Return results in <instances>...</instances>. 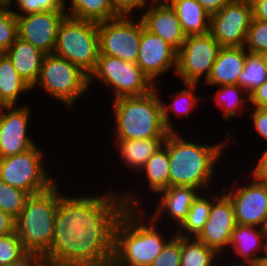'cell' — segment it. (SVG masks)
<instances>
[{
  "label": "cell",
  "mask_w": 267,
  "mask_h": 266,
  "mask_svg": "<svg viewBox=\"0 0 267 266\" xmlns=\"http://www.w3.org/2000/svg\"><path fill=\"white\" fill-rule=\"evenodd\" d=\"M61 182L58 180L54 232L51 246L42 259L44 266L111 265L117 222L127 208L149 205L146 197L141 198L139 188L133 186L123 192L107 186L99 194L91 190L86 195L79 192L74 195L73 191L68 194Z\"/></svg>",
  "instance_id": "1"
},
{
  "label": "cell",
  "mask_w": 267,
  "mask_h": 266,
  "mask_svg": "<svg viewBox=\"0 0 267 266\" xmlns=\"http://www.w3.org/2000/svg\"><path fill=\"white\" fill-rule=\"evenodd\" d=\"M182 132H170L163 143L169 154V186H191L201 192L217 188V167L226 157L228 142L235 140L233 131L223 130L224 137L213 144L204 141L201 144V139L196 141L199 137L189 139Z\"/></svg>",
  "instance_id": "2"
},
{
  "label": "cell",
  "mask_w": 267,
  "mask_h": 266,
  "mask_svg": "<svg viewBox=\"0 0 267 266\" xmlns=\"http://www.w3.org/2000/svg\"><path fill=\"white\" fill-rule=\"evenodd\" d=\"M146 208H127L117 222L114 266H150L175 234L173 228L162 229L161 224L148 217Z\"/></svg>",
  "instance_id": "3"
},
{
  "label": "cell",
  "mask_w": 267,
  "mask_h": 266,
  "mask_svg": "<svg viewBox=\"0 0 267 266\" xmlns=\"http://www.w3.org/2000/svg\"><path fill=\"white\" fill-rule=\"evenodd\" d=\"M158 83L147 94L125 96L108 101L114 140L166 138L170 131L163 122L161 95ZM161 92V93H160ZM114 136V137H113Z\"/></svg>",
  "instance_id": "4"
},
{
  "label": "cell",
  "mask_w": 267,
  "mask_h": 266,
  "mask_svg": "<svg viewBox=\"0 0 267 266\" xmlns=\"http://www.w3.org/2000/svg\"><path fill=\"white\" fill-rule=\"evenodd\" d=\"M58 205V181L46 191L31 194L15 219V231L28 254L43 259L50 248Z\"/></svg>",
  "instance_id": "5"
},
{
  "label": "cell",
  "mask_w": 267,
  "mask_h": 266,
  "mask_svg": "<svg viewBox=\"0 0 267 266\" xmlns=\"http://www.w3.org/2000/svg\"><path fill=\"white\" fill-rule=\"evenodd\" d=\"M36 89L45 92L48 98L56 99L59 104L61 102L60 105L66 107L67 111H72L83 95L90 92L89 75L64 58L45 54L32 91Z\"/></svg>",
  "instance_id": "6"
},
{
  "label": "cell",
  "mask_w": 267,
  "mask_h": 266,
  "mask_svg": "<svg viewBox=\"0 0 267 266\" xmlns=\"http://www.w3.org/2000/svg\"><path fill=\"white\" fill-rule=\"evenodd\" d=\"M53 54L89 75L100 54L98 23L66 16L59 26Z\"/></svg>",
  "instance_id": "7"
},
{
  "label": "cell",
  "mask_w": 267,
  "mask_h": 266,
  "mask_svg": "<svg viewBox=\"0 0 267 266\" xmlns=\"http://www.w3.org/2000/svg\"><path fill=\"white\" fill-rule=\"evenodd\" d=\"M41 147L35 145L24 153L0 158V180L30 195L46 191L53 186L58 178L52 177L50 169L46 167V156L49 152L46 154L45 149Z\"/></svg>",
  "instance_id": "8"
},
{
  "label": "cell",
  "mask_w": 267,
  "mask_h": 266,
  "mask_svg": "<svg viewBox=\"0 0 267 266\" xmlns=\"http://www.w3.org/2000/svg\"><path fill=\"white\" fill-rule=\"evenodd\" d=\"M98 80V81H97ZM102 83L110 92V100L125 96H140L154 88L152 81L136 64L120 58L99 54L95 69L89 74V88Z\"/></svg>",
  "instance_id": "9"
},
{
  "label": "cell",
  "mask_w": 267,
  "mask_h": 266,
  "mask_svg": "<svg viewBox=\"0 0 267 266\" xmlns=\"http://www.w3.org/2000/svg\"><path fill=\"white\" fill-rule=\"evenodd\" d=\"M249 169L247 180L243 178V183L239 182L238 176L229 183V188L224 183H220V186L233 204L237 224L267 229V180L251 167Z\"/></svg>",
  "instance_id": "10"
},
{
  "label": "cell",
  "mask_w": 267,
  "mask_h": 266,
  "mask_svg": "<svg viewBox=\"0 0 267 266\" xmlns=\"http://www.w3.org/2000/svg\"><path fill=\"white\" fill-rule=\"evenodd\" d=\"M220 48L210 33L186 36L182 48L177 52L175 76L179 78L180 83L203 85L202 82H205L211 73Z\"/></svg>",
  "instance_id": "11"
},
{
  "label": "cell",
  "mask_w": 267,
  "mask_h": 266,
  "mask_svg": "<svg viewBox=\"0 0 267 266\" xmlns=\"http://www.w3.org/2000/svg\"><path fill=\"white\" fill-rule=\"evenodd\" d=\"M98 33L100 54L136 63L142 33L139 16L121 15L99 22Z\"/></svg>",
  "instance_id": "12"
},
{
  "label": "cell",
  "mask_w": 267,
  "mask_h": 266,
  "mask_svg": "<svg viewBox=\"0 0 267 266\" xmlns=\"http://www.w3.org/2000/svg\"><path fill=\"white\" fill-rule=\"evenodd\" d=\"M32 107L0 106V158L24 153L37 145L35 135H30Z\"/></svg>",
  "instance_id": "13"
},
{
  "label": "cell",
  "mask_w": 267,
  "mask_h": 266,
  "mask_svg": "<svg viewBox=\"0 0 267 266\" xmlns=\"http://www.w3.org/2000/svg\"><path fill=\"white\" fill-rule=\"evenodd\" d=\"M253 18L250 0H235L210 15V34L221 47L244 46Z\"/></svg>",
  "instance_id": "14"
},
{
  "label": "cell",
  "mask_w": 267,
  "mask_h": 266,
  "mask_svg": "<svg viewBox=\"0 0 267 266\" xmlns=\"http://www.w3.org/2000/svg\"><path fill=\"white\" fill-rule=\"evenodd\" d=\"M219 187L220 185L217 190L212 189V208L206 224L196 239L222 257L229 248L237 222L230 198L222 191V186Z\"/></svg>",
  "instance_id": "15"
},
{
  "label": "cell",
  "mask_w": 267,
  "mask_h": 266,
  "mask_svg": "<svg viewBox=\"0 0 267 266\" xmlns=\"http://www.w3.org/2000/svg\"><path fill=\"white\" fill-rule=\"evenodd\" d=\"M136 64L153 84L160 83L170 70L177 68V52L161 37L146 30L142 23L139 53ZM163 75V76H162Z\"/></svg>",
  "instance_id": "16"
},
{
  "label": "cell",
  "mask_w": 267,
  "mask_h": 266,
  "mask_svg": "<svg viewBox=\"0 0 267 266\" xmlns=\"http://www.w3.org/2000/svg\"><path fill=\"white\" fill-rule=\"evenodd\" d=\"M65 10L44 11L17 17L18 37L45 54H53Z\"/></svg>",
  "instance_id": "17"
},
{
  "label": "cell",
  "mask_w": 267,
  "mask_h": 266,
  "mask_svg": "<svg viewBox=\"0 0 267 266\" xmlns=\"http://www.w3.org/2000/svg\"><path fill=\"white\" fill-rule=\"evenodd\" d=\"M200 193L199 189L191 186H169L161 190L156 195L157 197L152 199H156L154 201L155 204H151L154 209H151L153 212H150L151 214L148 213V215L158 224L162 223L163 227L169 225V228H173L176 231L186 220L193 201ZM163 219L165 220L164 222L161 221ZM166 220H168V224ZM165 222L166 225L163 224Z\"/></svg>",
  "instance_id": "18"
},
{
  "label": "cell",
  "mask_w": 267,
  "mask_h": 266,
  "mask_svg": "<svg viewBox=\"0 0 267 266\" xmlns=\"http://www.w3.org/2000/svg\"><path fill=\"white\" fill-rule=\"evenodd\" d=\"M139 12L143 26L149 32L161 37L176 52L186 40L175 10L168 2H150Z\"/></svg>",
  "instance_id": "19"
},
{
  "label": "cell",
  "mask_w": 267,
  "mask_h": 266,
  "mask_svg": "<svg viewBox=\"0 0 267 266\" xmlns=\"http://www.w3.org/2000/svg\"><path fill=\"white\" fill-rule=\"evenodd\" d=\"M266 251L267 229L237 224L232 232L229 248L221 258L232 264L253 265Z\"/></svg>",
  "instance_id": "20"
},
{
  "label": "cell",
  "mask_w": 267,
  "mask_h": 266,
  "mask_svg": "<svg viewBox=\"0 0 267 266\" xmlns=\"http://www.w3.org/2000/svg\"><path fill=\"white\" fill-rule=\"evenodd\" d=\"M247 50L240 47H221L208 79L203 82L210 89L222 85H238V77L244 69Z\"/></svg>",
  "instance_id": "21"
},
{
  "label": "cell",
  "mask_w": 267,
  "mask_h": 266,
  "mask_svg": "<svg viewBox=\"0 0 267 266\" xmlns=\"http://www.w3.org/2000/svg\"><path fill=\"white\" fill-rule=\"evenodd\" d=\"M166 138H146V139H126L114 140V150L117 151L120 162L124 164L130 176V179L140 171L147 160L163 146ZM128 167V168H127ZM131 169V170H130ZM134 172V175H133Z\"/></svg>",
  "instance_id": "22"
},
{
  "label": "cell",
  "mask_w": 267,
  "mask_h": 266,
  "mask_svg": "<svg viewBox=\"0 0 267 266\" xmlns=\"http://www.w3.org/2000/svg\"><path fill=\"white\" fill-rule=\"evenodd\" d=\"M184 86L181 90H176L172 94V98L170 99V103L167 101H164L161 97V103H162V112H163V122L165 127L170 131H181L177 127V125H174V120L172 121V118H190V114H192L193 109L200 108L198 107L199 103L205 102V97L202 98L201 95L199 96L196 92L198 91L201 84H191V83H182ZM200 85V86H199ZM172 100V101H171ZM167 102V103H166ZM197 107V108H196ZM174 115V116H173ZM178 128V129H177Z\"/></svg>",
  "instance_id": "23"
},
{
  "label": "cell",
  "mask_w": 267,
  "mask_h": 266,
  "mask_svg": "<svg viewBox=\"0 0 267 266\" xmlns=\"http://www.w3.org/2000/svg\"><path fill=\"white\" fill-rule=\"evenodd\" d=\"M5 54L18 74L33 87L39 78L45 53L18 37Z\"/></svg>",
  "instance_id": "24"
},
{
  "label": "cell",
  "mask_w": 267,
  "mask_h": 266,
  "mask_svg": "<svg viewBox=\"0 0 267 266\" xmlns=\"http://www.w3.org/2000/svg\"><path fill=\"white\" fill-rule=\"evenodd\" d=\"M32 92V87L18 74L9 57L0 55V106H23L21 95ZM20 102V103H19Z\"/></svg>",
  "instance_id": "25"
},
{
  "label": "cell",
  "mask_w": 267,
  "mask_h": 266,
  "mask_svg": "<svg viewBox=\"0 0 267 266\" xmlns=\"http://www.w3.org/2000/svg\"><path fill=\"white\" fill-rule=\"evenodd\" d=\"M140 175V176H139ZM138 176V177H137ZM135 177L141 179L142 186H147L150 196L156 195L163 189L169 187V154L167 148L163 145L160 147L144 164ZM143 177V178H142ZM142 180V182H141ZM146 182V183H145ZM151 192V193H150Z\"/></svg>",
  "instance_id": "26"
},
{
  "label": "cell",
  "mask_w": 267,
  "mask_h": 266,
  "mask_svg": "<svg viewBox=\"0 0 267 266\" xmlns=\"http://www.w3.org/2000/svg\"><path fill=\"white\" fill-rule=\"evenodd\" d=\"M186 36L210 32V14L196 0H168Z\"/></svg>",
  "instance_id": "27"
},
{
  "label": "cell",
  "mask_w": 267,
  "mask_h": 266,
  "mask_svg": "<svg viewBox=\"0 0 267 266\" xmlns=\"http://www.w3.org/2000/svg\"><path fill=\"white\" fill-rule=\"evenodd\" d=\"M209 96H205L204 99L208 101H213L215 106L222 110V118L225 122L235 120L236 117H240L239 114L249 110L247 105L250 104V96L247 91L236 84L232 85H222ZM212 99V100H209ZM248 103V104H247ZM246 110V111H245Z\"/></svg>",
  "instance_id": "28"
},
{
  "label": "cell",
  "mask_w": 267,
  "mask_h": 266,
  "mask_svg": "<svg viewBox=\"0 0 267 266\" xmlns=\"http://www.w3.org/2000/svg\"><path fill=\"white\" fill-rule=\"evenodd\" d=\"M67 16L96 23L120 16L110 0H64Z\"/></svg>",
  "instance_id": "29"
},
{
  "label": "cell",
  "mask_w": 267,
  "mask_h": 266,
  "mask_svg": "<svg viewBox=\"0 0 267 266\" xmlns=\"http://www.w3.org/2000/svg\"><path fill=\"white\" fill-rule=\"evenodd\" d=\"M212 208V190L201 192L193 201L188 216L175 231L180 237L196 238L208 220Z\"/></svg>",
  "instance_id": "30"
},
{
  "label": "cell",
  "mask_w": 267,
  "mask_h": 266,
  "mask_svg": "<svg viewBox=\"0 0 267 266\" xmlns=\"http://www.w3.org/2000/svg\"><path fill=\"white\" fill-rule=\"evenodd\" d=\"M219 256L196 238L181 237V266H217Z\"/></svg>",
  "instance_id": "31"
},
{
  "label": "cell",
  "mask_w": 267,
  "mask_h": 266,
  "mask_svg": "<svg viewBox=\"0 0 267 266\" xmlns=\"http://www.w3.org/2000/svg\"><path fill=\"white\" fill-rule=\"evenodd\" d=\"M267 81V69L262 54L247 53L244 69L238 77V86L250 95Z\"/></svg>",
  "instance_id": "32"
},
{
  "label": "cell",
  "mask_w": 267,
  "mask_h": 266,
  "mask_svg": "<svg viewBox=\"0 0 267 266\" xmlns=\"http://www.w3.org/2000/svg\"><path fill=\"white\" fill-rule=\"evenodd\" d=\"M30 194L0 180V210L17 218Z\"/></svg>",
  "instance_id": "33"
},
{
  "label": "cell",
  "mask_w": 267,
  "mask_h": 266,
  "mask_svg": "<svg viewBox=\"0 0 267 266\" xmlns=\"http://www.w3.org/2000/svg\"><path fill=\"white\" fill-rule=\"evenodd\" d=\"M27 255L16 231L0 236V266L18 263Z\"/></svg>",
  "instance_id": "34"
},
{
  "label": "cell",
  "mask_w": 267,
  "mask_h": 266,
  "mask_svg": "<svg viewBox=\"0 0 267 266\" xmlns=\"http://www.w3.org/2000/svg\"><path fill=\"white\" fill-rule=\"evenodd\" d=\"M10 9L16 16L44 11L65 10L64 0H12Z\"/></svg>",
  "instance_id": "35"
},
{
  "label": "cell",
  "mask_w": 267,
  "mask_h": 266,
  "mask_svg": "<svg viewBox=\"0 0 267 266\" xmlns=\"http://www.w3.org/2000/svg\"><path fill=\"white\" fill-rule=\"evenodd\" d=\"M244 48L252 54L267 52V21L252 18Z\"/></svg>",
  "instance_id": "36"
},
{
  "label": "cell",
  "mask_w": 267,
  "mask_h": 266,
  "mask_svg": "<svg viewBox=\"0 0 267 266\" xmlns=\"http://www.w3.org/2000/svg\"><path fill=\"white\" fill-rule=\"evenodd\" d=\"M17 38L16 15L10 8H0V51L5 53Z\"/></svg>",
  "instance_id": "37"
},
{
  "label": "cell",
  "mask_w": 267,
  "mask_h": 266,
  "mask_svg": "<svg viewBox=\"0 0 267 266\" xmlns=\"http://www.w3.org/2000/svg\"><path fill=\"white\" fill-rule=\"evenodd\" d=\"M150 266H181V237L175 233Z\"/></svg>",
  "instance_id": "38"
},
{
  "label": "cell",
  "mask_w": 267,
  "mask_h": 266,
  "mask_svg": "<svg viewBox=\"0 0 267 266\" xmlns=\"http://www.w3.org/2000/svg\"><path fill=\"white\" fill-rule=\"evenodd\" d=\"M247 113L248 118H250L252 122V126L254 128L253 131L257 132L260 139H263V141L267 142V108L264 107H249V110Z\"/></svg>",
  "instance_id": "39"
},
{
  "label": "cell",
  "mask_w": 267,
  "mask_h": 266,
  "mask_svg": "<svg viewBox=\"0 0 267 266\" xmlns=\"http://www.w3.org/2000/svg\"><path fill=\"white\" fill-rule=\"evenodd\" d=\"M110 2L120 16H134L135 12L141 11L147 4L145 0H110Z\"/></svg>",
  "instance_id": "40"
},
{
  "label": "cell",
  "mask_w": 267,
  "mask_h": 266,
  "mask_svg": "<svg viewBox=\"0 0 267 266\" xmlns=\"http://www.w3.org/2000/svg\"><path fill=\"white\" fill-rule=\"evenodd\" d=\"M249 107L267 108V81L260 85L250 95Z\"/></svg>",
  "instance_id": "41"
},
{
  "label": "cell",
  "mask_w": 267,
  "mask_h": 266,
  "mask_svg": "<svg viewBox=\"0 0 267 266\" xmlns=\"http://www.w3.org/2000/svg\"><path fill=\"white\" fill-rule=\"evenodd\" d=\"M267 147V145H265ZM261 151L258 155V159L251 163L252 169L263 179L267 180V148ZM254 163V164H253ZM256 163V164H255Z\"/></svg>",
  "instance_id": "42"
},
{
  "label": "cell",
  "mask_w": 267,
  "mask_h": 266,
  "mask_svg": "<svg viewBox=\"0 0 267 266\" xmlns=\"http://www.w3.org/2000/svg\"><path fill=\"white\" fill-rule=\"evenodd\" d=\"M210 15L221 10L225 5L235 0H196Z\"/></svg>",
  "instance_id": "43"
},
{
  "label": "cell",
  "mask_w": 267,
  "mask_h": 266,
  "mask_svg": "<svg viewBox=\"0 0 267 266\" xmlns=\"http://www.w3.org/2000/svg\"><path fill=\"white\" fill-rule=\"evenodd\" d=\"M15 231V218L0 210V236Z\"/></svg>",
  "instance_id": "44"
},
{
  "label": "cell",
  "mask_w": 267,
  "mask_h": 266,
  "mask_svg": "<svg viewBox=\"0 0 267 266\" xmlns=\"http://www.w3.org/2000/svg\"><path fill=\"white\" fill-rule=\"evenodd\" d=\"M253 19L267 21V0H250Z\"/></svg>",
  "instance_id": "45"
},
{
  "label": "cell",
  "mask_w": 267,
  "mask_h": 266,
  "mask_svg": "<svg viewBox=\"0 0 267 266\" xmlns=\"http://www.w3.org/2000/svg\"><path fill=\"white\" fill-rule=\"evenodd\" d=\"M6 266H44V264L42 259L33 255H27L22 261Z\"/></svg>",
  "instance_id": "46"
},
{
  "label": "cell",
  "mask_w": 267,
  "mask_h": 266,
  "mask_svg": "<svg viewBox=\"0 0 267 266\" xmlns=\"http://www.w3.org/2000/svg\"><path fill=\"white\" fill-rule=\"evenodd\" d=\"M253 266H267V251L256 260Z\"/></svg>",
  "instance_id": "47"
},
{
  "label": "cell",
  "mask_w": 267,
  "mask_h": 266,
  "mask_svg": "<svg viewBox=\"0 0 267 266\" xmlns=\"http://www.w3.org/2000/svg\"><path fill=\"white\" fill-rule=\"evenodd\" d=\"M224 260V261H223ZM224 263V264H223ZM253 266V265H243V264H232L229 263V261H226L225 259L222 258V261L220 259V261L218 262L217 266Z\"/></svg>",
  "instance_id": "48"
},
{
  "label": "cell",
  "mask_w": 267,
  "mask_h": 266,
  "mask_svg": "<svg viewBox=\"0 0 267 266\" xmlns=\"http://www.w3.org/2000/svg\"><path fill=\"white\" fill-rule=\"evenodd\" d=\"M12 0H0V8H10Z\"/></svg>",
  "instance_id": "49"
},
{
  "label": "cell",
  "mask_w": 267,
  "mask_h": 266,
  "mask_svg": "<svg viewBox=\"0 0 267 266\" xmlns=\"http://www.w3.org/2000/svg\"><path fill=\"white\" fill-rule=\"evenodd\" d=\"M262 57H263V60L265 62V66H266V69H267V52L262 53Z\"/></svg>",
  "instance_id": "50"
},
{
  "label": "cell",
  "mask_w": 267,
  "mask_h": 266,
  "mask_svg": "<svg viewBox=\"0 0 267 266\" xmlns=\"http://www.w3.org/2000/svg\"><path fill=\"white\" fill-rule=\"evenodd\" d=\"M147 3L150 2H167L168 0H145Z\"/></svg>",
  "instance_id": "51"
}]
</instances>
